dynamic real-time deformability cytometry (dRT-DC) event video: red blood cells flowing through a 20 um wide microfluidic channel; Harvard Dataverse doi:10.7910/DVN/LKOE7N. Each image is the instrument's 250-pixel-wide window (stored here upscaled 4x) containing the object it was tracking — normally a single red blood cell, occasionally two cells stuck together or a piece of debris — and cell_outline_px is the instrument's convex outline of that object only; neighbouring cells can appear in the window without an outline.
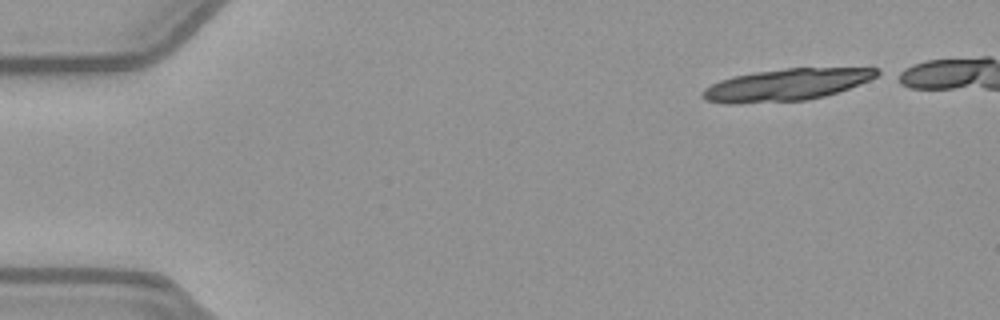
{"species": "common noctule bat (a hibernating species)", "species_latin": "Nyctalus noctula", "temperature_condition": "warm", "stored_images_in_passage": 15, "camera_frame_rate_fps": 3000, "um_per_image_px": 0.085, "animal": {"sex": "female", "body_mass_g": 21.9}, "frame": {"image": 1, "passage_image": 1, "time_ms": 0.0, "image_size_px": [1000, 320], "cell_outline_px": [[884, 72], [868, 80], [848, 88], [824, 96], [804, 100], [736, 104], [724, 104], [704, 100], [700, 96], [700, 92], [704, 88], [720, 80], [732, 76], [756, 72], [788, 68], [876, 68]], "centroid_in_image_um": [66.76, 7.21], "position_along_channel_um": 18.2, "area_um2": 32.37}}